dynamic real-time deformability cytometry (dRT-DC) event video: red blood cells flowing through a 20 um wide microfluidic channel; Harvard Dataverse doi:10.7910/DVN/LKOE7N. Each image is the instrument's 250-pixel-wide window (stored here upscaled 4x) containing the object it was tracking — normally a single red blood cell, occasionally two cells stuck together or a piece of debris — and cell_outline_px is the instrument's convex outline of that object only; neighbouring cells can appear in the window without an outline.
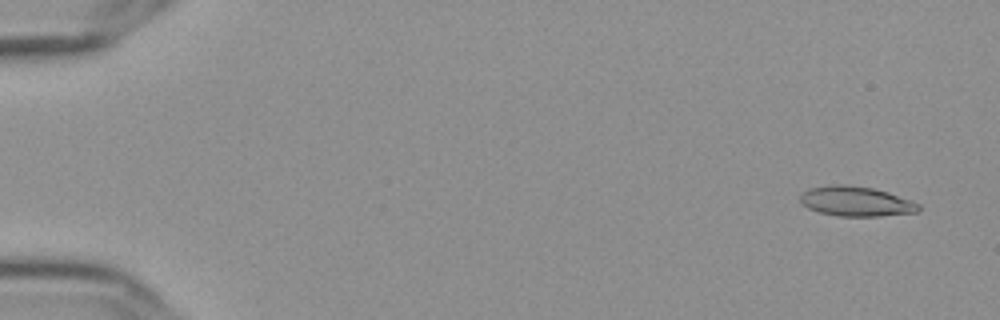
{"species": "Egyptian fruit bat (a non-hibernating species)", "species_latin": "Rousettus aegyptiacus", "temperature_condition": "cold", "stored_images_in_passage": 56, "camera_frame_rate_fps": 3000, "um_per_image_px": 0.085, "frame": {"image": 1, "passage_image": 3, "time_ms": 0.667, "image_size_px": [1000, 320], "cell_outline_px": [[920, 208], [916, 212], [880, 216], [836, 216], [820, 212], [808, 208], [800, 200], [800, 192], [808, 188], [828, 184], [844, 184], [872, 188], [888, 192], [920, 204]], "centroid_in_image_um": [72.71, 17.1], "position_along_channel_um": 12.3, "area_um2": 20.63}}
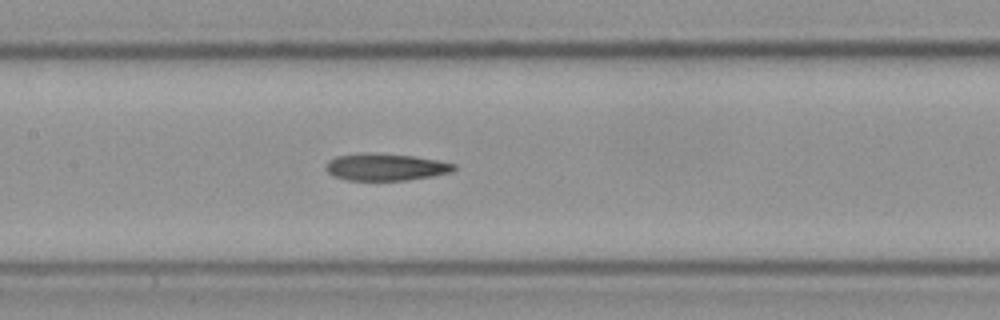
{"frame": {"image": 2, "passage_image": 28, "time_ms": 9.0, "image_size_px": [1000, 320], "cell_outline_px": [[456, 168], [452, 172], [432, 176], [404, 180], [348, 180], [332, 176], [324, 168], [324, 164], [328, 160], [336, 156], [364, 152], [372, 152], [416, 156], [456, 164]], "centroid_in_image_um": [32.73, 14.18], "position_along_channel_um": 174.7, "area_um2": 20.46}}
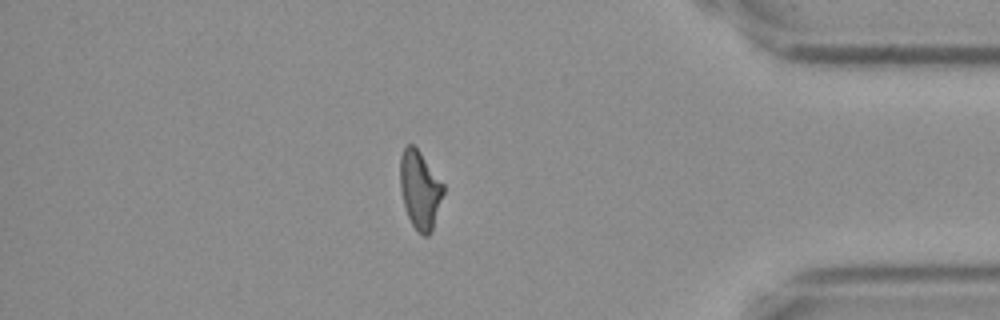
{"frame": {"image": 3, "passage_image": 49, "time_ms": 16.0, "image_size_px": [1000, 320], "cell_outline_px": [[444, 192], [432, 232], [428, 236], [424, 236], [412, 224], [408, 216], [404, 204], [400, 188], [400, 156], [404, 148], [408, 144], [412, 144], [420, 152], [444, 184]], "centroid_in_image_um": [35.7, 16.13], "position_along_channel_um": 399.5, "area_um2": 19.54}, "authors_computed_cell_mechanics": {"area_um2": 20.0855, "velocity_mm_per_s": 3.6327, "shape_relaxation_time_tau1_ms": null, "shape_relaxation_time_tau2_ms": 11.0632, "deformation_change_tau1": null, "deformation_change_tau2": 0.244}}